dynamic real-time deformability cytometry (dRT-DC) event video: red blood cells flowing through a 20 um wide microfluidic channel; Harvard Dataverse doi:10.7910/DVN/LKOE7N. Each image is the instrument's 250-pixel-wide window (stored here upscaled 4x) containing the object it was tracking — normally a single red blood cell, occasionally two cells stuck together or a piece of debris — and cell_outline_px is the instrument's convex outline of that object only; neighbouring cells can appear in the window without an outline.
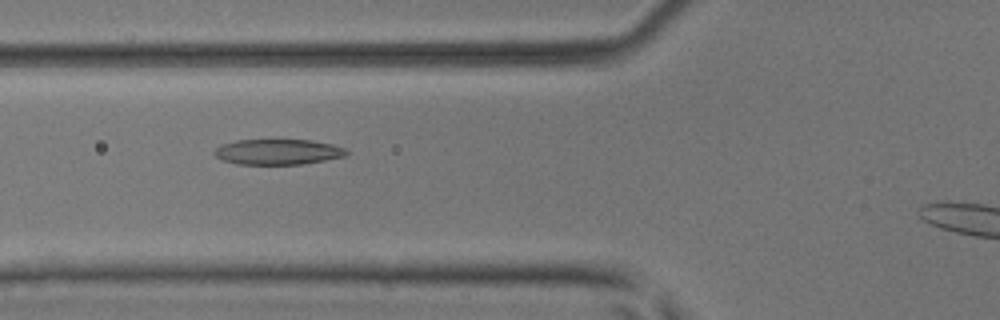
{"species": "common noctule bat (a hibernating species)", "species_latin": "Nyctalus noctula", "temperature_condition": "room temperature", "stored_images_in_passage": 6, "camera_frame_rate_fps": 3000, "um_per_image_px": 0.085, "animal": {"sex": "male", "body_mass_g": 17.9, "forearm_length_mm": 54.2}, "frame": {"image": 1, "passage_image": 4, "time_ms": 1.0, "image_size_px": [1000, 320], "cell_outline_px": [[348, 152], [344, 156], [324, 160], [300, 164], [236, 164], [224, 160], [216, 156], [212, 152], [220, 144], [236, 140], [312, 140], [332, 144], [344, 148]], "centroid_in_image_um": [23.58, 12.9], "position_along_channel_um": 102.2, "area_um2": 19.48}}
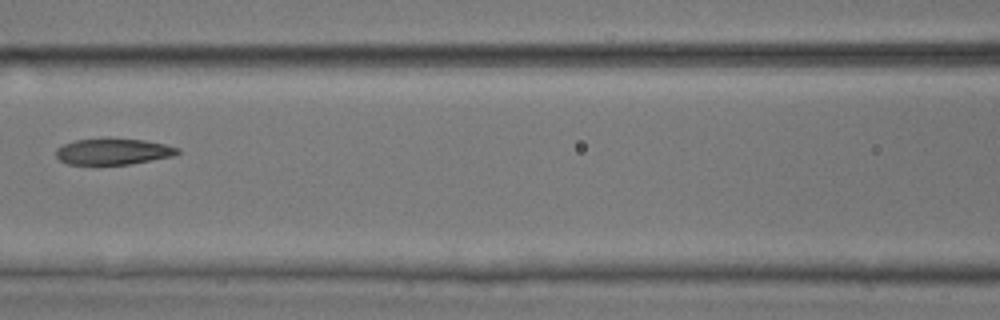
{"frame": {"image": 2, "passage_image": 5, "time_ms": 1.333, "image_size_px": [1000, 320], "cell_outline_px": [[180, 152], [172, 156], [128, 164], [68, 164], [60, 160], [56, 156], [56, 148], [64, 144], [76, 140], [144, 140], [164, 144], [180, 148]], "centroid_in_image_um": [9.61, 12.9], "position_along_channel_um": 157.0, "area_um2": 17.86}}
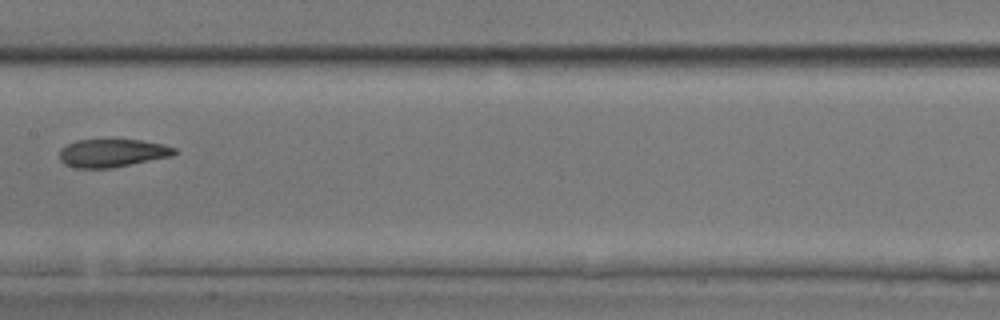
{"frame": {"image": 3, "passage_image": 6, "time_ms": 1.667, "image_size_px": [1000, 320], "cell_outline_px": [[176, 152], [172, 156], [112, 168], [76, 168], [64, 164], [60, 160], [60, 148], [76, 140], [140, 140], [164, 144], [176, 148]], "centroid_in_image_um": [9.54, 13.01], "position_along_channel_um": 197.9, "area_um2": 18.79}}